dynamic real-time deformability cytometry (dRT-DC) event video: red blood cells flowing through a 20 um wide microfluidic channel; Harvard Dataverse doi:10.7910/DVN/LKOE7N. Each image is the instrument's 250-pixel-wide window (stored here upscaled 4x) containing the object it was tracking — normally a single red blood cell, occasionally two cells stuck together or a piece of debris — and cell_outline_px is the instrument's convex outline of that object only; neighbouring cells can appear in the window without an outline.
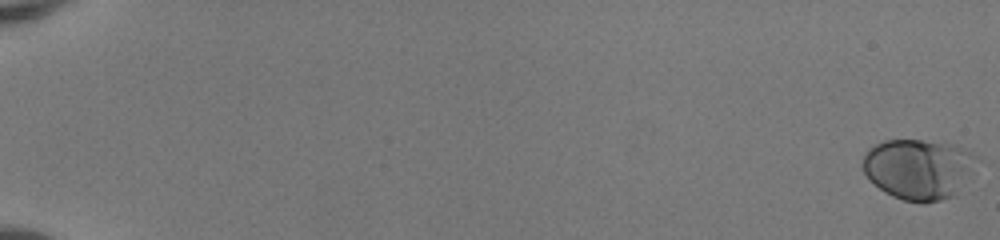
{"species": "human", "species_latin": "Homo sapiens", "temperature_condition": "room temperature", "stored_images_in_passage": 53, "camera_frame_rate_fps": 3000, "um_per_image_px": 0.085, "donor": {"sex": "female"}, "frame": {"image": 1, "passage_image": 1, "time_ms": 0.0, "image_size_px": [1000, 240], "cell_outline_px": [[984, 160], [952, 196], [940, 200], [924, 204], [904, 200], [892, 196], [884, 192], [868, 180], [860, 164], [864, 152], [868, 148], [884, 140], [944, 140], [972, 152], [980, 156]], "centroid_in_image_um": [78.11, 14.33], "position_along_channel_um": 6.9, "area_um2": 41.44}}
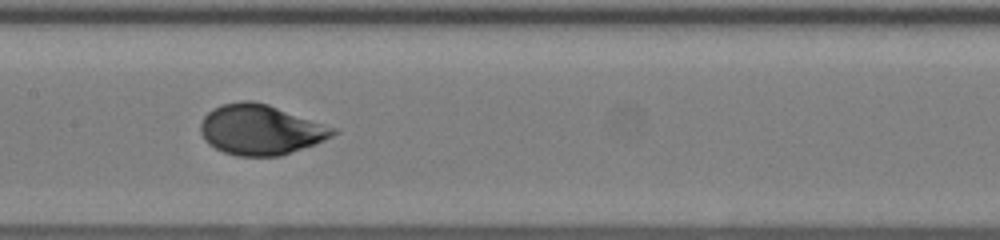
{"frame": {"image": 2, "passage_image": 30, "time_ms": 9.667, "image_size_px": [1000, 240], "cell_outline_px": [[340, 132], [324, 140], [280, 156], [236, 156], [224, 152], [208, 144], [204, 140], [200, 132], [200, 124], [204, 116], [212, 108], [224, 104], [240, 100], [252, 100], [268, 104], [340, 128]], "centroid_in_image_um": [22.17, 11.01], "position_along_channel_um": 185.2, "area_um2": 39.13}}
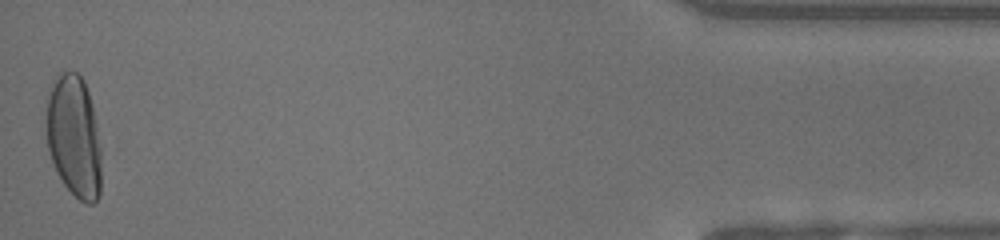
{"frame": {"image": 3, "passage_image": 53, "time_ms": 17.333, "image_size_px": [1000, 240], "cell_outline_px": [[100, 196], [92, 204], [84, 204], [64, 184], [56, 172], [48, 148], [44, 132], [44, 120], [48, 92], [52, 80], [60, 72], [76, 72], [84, 80], [92, 104], [100, 148]], "centroid_in_image_um": [6.24, 11.58], "position_along_channel_um": 429.0, "area_um2": 39.71}, "authors_computed_cell_mechanics": {"area_um2": 38.2636, "velocity_mm_per_s": 4.1142, "shape_relaxation_time_tau1_ms": 3.6534, "shape_relaxation_time_tau2_ms": null, "deformation_change_tau1": 0.1839, "deformation_change_tau2": null}}